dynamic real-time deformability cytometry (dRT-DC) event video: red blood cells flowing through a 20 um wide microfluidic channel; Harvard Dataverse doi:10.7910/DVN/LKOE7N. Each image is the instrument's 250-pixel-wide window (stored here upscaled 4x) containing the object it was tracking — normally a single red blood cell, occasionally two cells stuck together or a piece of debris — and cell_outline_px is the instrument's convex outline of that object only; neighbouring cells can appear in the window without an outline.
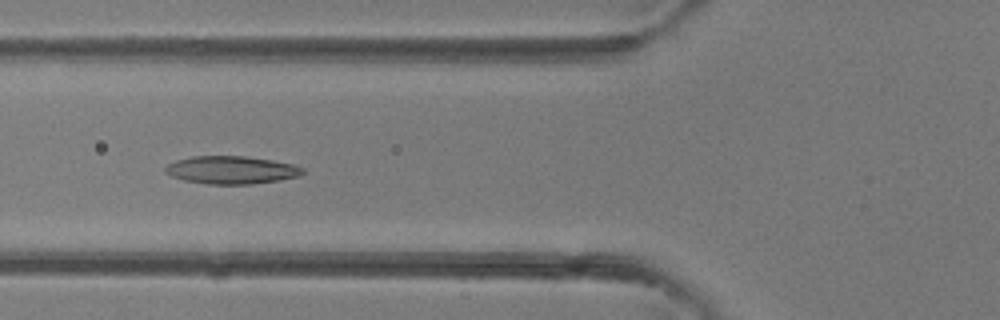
{"species": "common noctule bat (a hibernating species)", "species_latin": "Nyctalus noctula", "temperature_condition": "room temperature", "stored_images_in_passage": 41, "camera_frame_rate_fps": 3000, "um_per_image_px": 0.085, "animal": {"sex": "female"}, "frame": {"image": 1, "passage_image": 16, "time_ms": 5.0, "image_size_px": [1000, 320], "cell_outline_px": [[304, 172], [300, 176], [280, 180], [252, 184], [208, 184], [184, 180], [172, 176], [164, 172], [164, 168], [168, 164], [176, 160], [192, 156], [244, 156], [272, 160], [292, 164], [304, 168]], "centroid_in_image_um": [19.67, 14.45], "position_along_channel_um": 106.1, "area_um2": 22.31}}
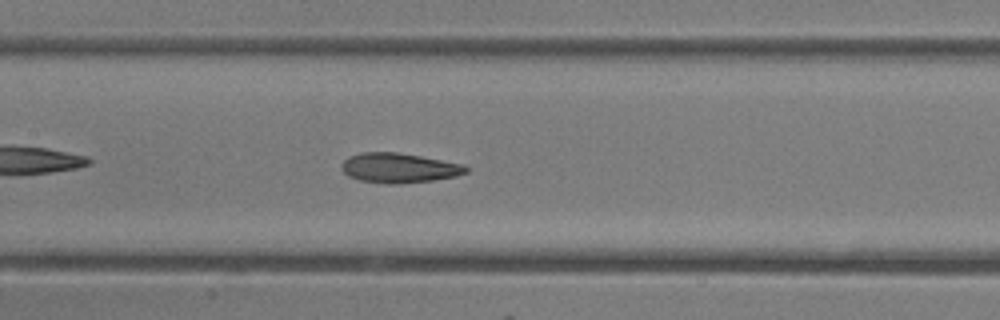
{"frame": {"image": 2, "passage_image": 20, "time_ms": 6.333, "image_size_px": [1000, 320], "cell_outline_px": [[468, 172], [456, 176], [432, 180], [400, 184], [384, 184], [360, 180], [348, 176], [340, 168], [340, 164], [348, 156], [360, 152], [396, 152], [420, 156], [464, 164], [468, 168]], "centroid_in_image_um": [33.88, 14.27], "position_along_channel_um": 173.5, "area_um2": 21.73}}
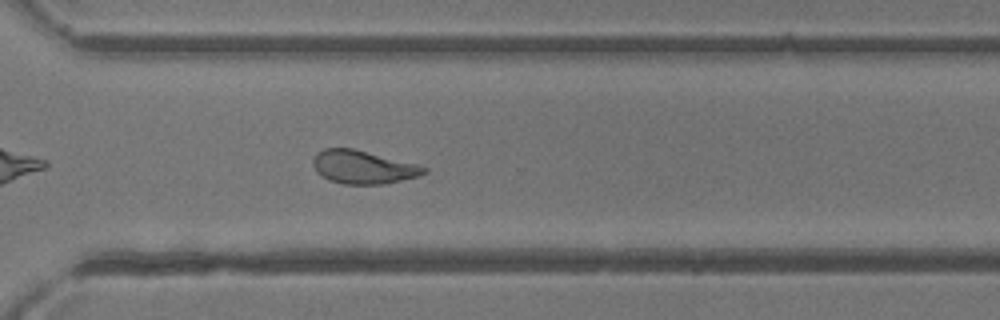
{"frame": {"image": 3, "passage_image": 30, "time_ms": 9.667, "image_size_px": [1000, 320], "cell_outline_px": [[428, 172], [416, 176], [384, 184], [344, 184], [328, 180], [316, 172], [312, 164], [312, 160], [316, 152], [324, 148], [352, 148], [420, 164], [428, 168]], "centroid_in_image_um": [30.84, 14.19], "position_along_channel_um": 339.8, "area_um2": 21.68}}